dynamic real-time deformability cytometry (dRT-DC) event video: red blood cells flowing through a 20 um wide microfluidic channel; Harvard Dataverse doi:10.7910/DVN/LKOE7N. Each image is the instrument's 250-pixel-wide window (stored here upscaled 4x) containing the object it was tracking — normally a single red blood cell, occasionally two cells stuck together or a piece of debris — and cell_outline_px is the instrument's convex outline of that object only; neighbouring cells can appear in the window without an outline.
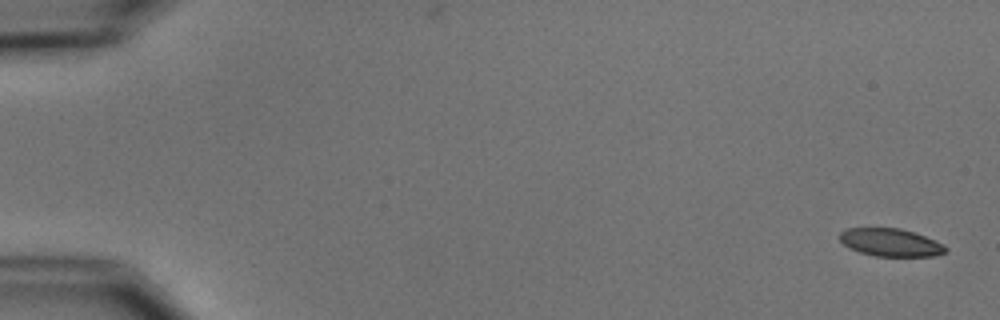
{"species": "common noctule bat (a hibernating species)", "species_latin": "Nyctalus noctula", "temperature_condition": "cold", "stored_images_in_passage": 6, "camera_frame_rate_fps": 3000, "um_per_image_px": 0.085, "animal": {"sex": "male", "body_mass_g": 15.6}, "frame": {"image": 1, "passage_image": 1, "time_ms": 0.0, "image_size_px": [1000, 320], "cell_outline_px": [[948, 252], [936, 256], [876, 256], [860, 252], [848, 248], [840, 240], [840, 232], [844, 228], [900, 228], [924, 236], [944, 244], [948, 248]], "centroid_in_image_um": [75.71, 20.61], "position_along_channel_um": 9.3, "area_um2": 17.22}}